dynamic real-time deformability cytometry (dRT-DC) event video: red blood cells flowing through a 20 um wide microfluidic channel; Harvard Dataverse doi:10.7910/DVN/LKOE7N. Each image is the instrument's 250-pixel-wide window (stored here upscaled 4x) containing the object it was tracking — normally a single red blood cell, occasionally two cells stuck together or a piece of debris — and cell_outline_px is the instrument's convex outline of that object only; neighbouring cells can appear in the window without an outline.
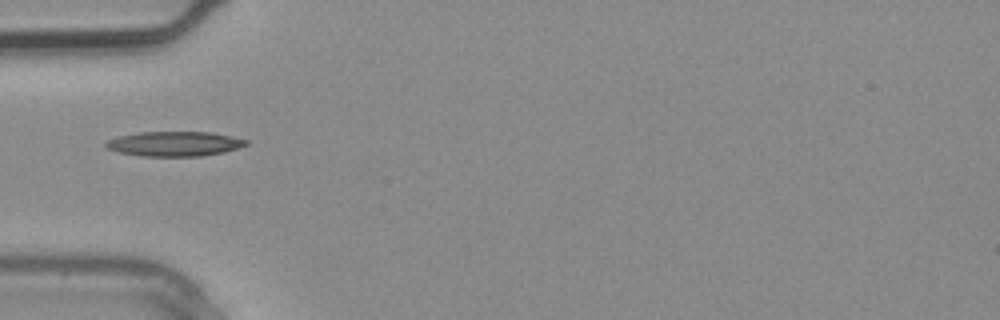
{"species": "common noctule bat (a hibernating species)", "species_latin": "Nyctalus noctula", "temperature_condition": "warm", "stored_images_in_passage": 2, "camera_frame_rate_fps": 3000, "um_per_image_px": 0.085, "animal": {"sex": "male", "body_mass_g": 20.4}, "frame": {"image": 1, "passage_image": 2, "time_ms": 0.333, "image_size_px": [1000, 320], "cell_outline_px": [[248, 144], [224, 152], [200, 156], [140, 156], [120, 152], [108, 148], [104, 144], [108, 140], [120, 136], [140, 132], [212, 132], [232, 136], [248, 140]], "centroid_in_image_um": [14.85, 12.22], "position_along_channel_um": 70.1, "area_um2": 20.06}}